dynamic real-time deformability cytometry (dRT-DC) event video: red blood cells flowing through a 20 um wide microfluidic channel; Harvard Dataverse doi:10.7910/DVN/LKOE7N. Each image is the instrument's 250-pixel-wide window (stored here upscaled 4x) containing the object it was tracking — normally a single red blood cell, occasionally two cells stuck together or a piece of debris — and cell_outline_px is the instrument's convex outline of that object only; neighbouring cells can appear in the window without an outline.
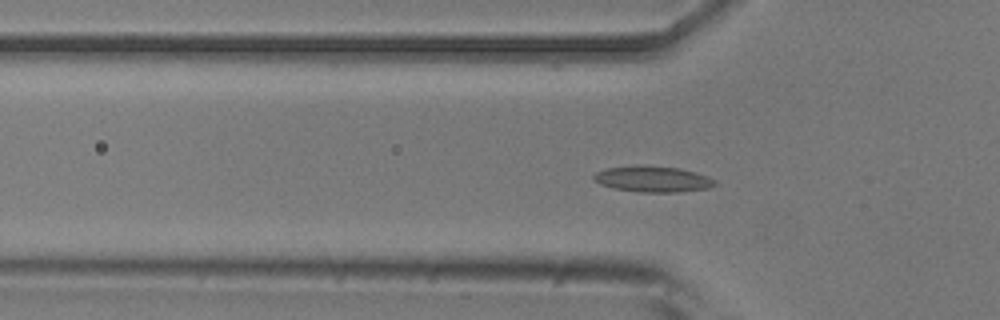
{"species": "common noctule bat (a hibernating species)", "species_latin": "Nyctalus noctula", "temperature_condition": "room temperature", "stored_images_in_passage": 52, "camera_frame_rate_fps": 3000, "um_per_image_px": 0.085, "animal": {"sex": "male", "body_mass_g": 20.5, "forearm_length_mm": 52.5}, "frame": {"image": 1, "passage_image": 15, "time_ms": 4.667, "image_size_px": [1000, 320], "cell_outline_px": [[716, 184], [708, 188], [676, 192], [640, 192], [612, 188], [600, 184], [592, 180], [592, 176], [596, 172], [608, 168], [636, 164], [644, 164], [680, 168], [696, 172], [708, 176], [716, 180]], "centroid_in_image_um": [55.46, 15.2], "position_along_channel_um": 70.3, "area_um2": 18.67}}
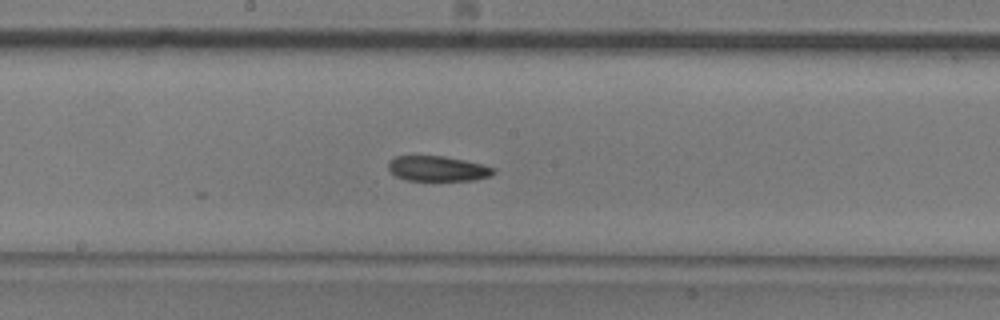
{"frame": {"image": 2, "passage_image": 26, "time_ms": 8.333, "image_size_px": [1000, 320], "cell_outline_px": [[496, 172], [492, 176], [476, 180], [404, 180], [396, 176], [388, 168], [388, 160], [396, 156], [444, 156], [484, 164], [496, 168]], "centroid_in_image_um": [37.24, 14.33], "position_along_channel_um": 211.0, "area_um2": 15.61}}
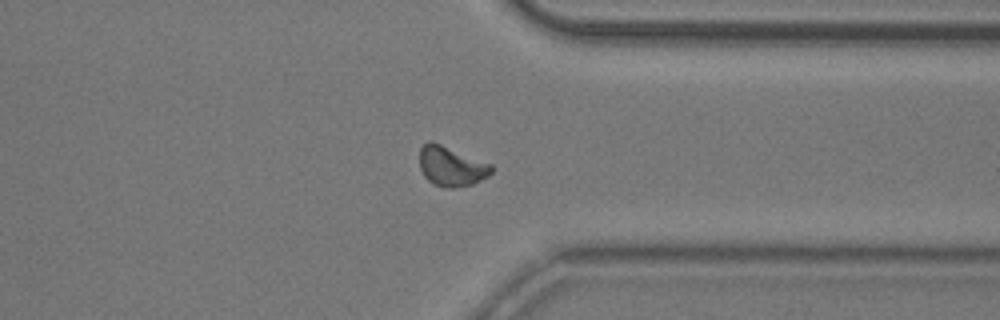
{"frame": {"image": 3, "passage_image": 39, "time_ms": 12.667, "image_size_px": [1000, 320], "cell_outline_px": [[492, 172], [488, 176], [472, 184], [456, 188], [444, 188], [432, 184], [424, 176], [420, 168], [420, 148], [428, 140], [432, 140], [492, 164]], "centroid_in_image_um": [38.34, 14.13], "position_along_channel_um": 373.1, "area_um2": 16.88}, "authors_computed_cell_mechanics": {"area_um2": 16.5019, "velocity_mm_per_s": 3.8113, "shape_relaxation_time_tau1_ms": null, "shape_relaxation_time_tau2_ms": 5.4046, "deformation_change_tau1": null, "deformation_change_tau2": 0.096}}